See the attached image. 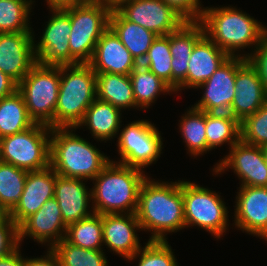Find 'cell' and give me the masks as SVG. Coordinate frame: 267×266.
<instances>
[{
  "label": "cell",
  "mask_w": 267,
  "mask_h": 266,
  "mask_svg": "<svg viewBox=\"0 0 267 266\" xmlns=\"http://www.w3.org/2000/svg\"><path fill=\"white\" fill-rule=\"evenodd\" d=\"M141 231L151 232L148 240L166 241V235L185 227L183 209V180L175 182L143 181L136 211Z\"/></svg>",
  "instance_id": "cell-1"
},
{
  "label": "cell",
  "mask_w": 267,
  "mask_h": 266,
  "mask_svg": "<svg viewBox=\"0 0 267 266\" xmlns=\"http://www.w3.org/2000/svg\"><path fill=\"white\" fill-rule=\"evenodd\" d=\"M199 22L204 33L229 56L242 57L241 49H255L267 34V26L235 6L204 7Z\"/></svg>",
  "instance_id": "cell-2"
},
{
  "label": "cell",
  "mask_w": 267,
  "mask_h": 266,
  "mask_svg": "<svg viewBox=\"0 0 267 266\" xmlns=\"http://www.w3.org/2000/svg\"><path fill=\"white\" fill-rule=\"evenodd\" d=\"M144 170L110 162L92 180V209L98 214L136 213Z\"/></svg>",
  "instance_id": "cell-3"
},
{
  "label": "cell",
  "mask_w": 267,
  "mask_h": 266,
  "mask_svg": "<svg viewBox=\"0 0 267 266\" xmlns=\"http://www.w3.org/2000/svg\"><path fill=\"white\" fill-rule=\"evenodd\" d=\"M75 130V127L52 128L50 166L57 175L92 181L110 159L89 141L75 134Z\"/></svg>",
  "instance_id": "cell-4"
},
{
  "label": "cell",
  "mask_w": 267,
  "mask_h": 266,
  "mask_svg": "<svg viewBox=\"0 0 267 266\" xmlns=\"http://www.w3.org/2000/svg\"><path fill=\"white\" fill-rule=\"evenodd\" d=\"M96 98V73L88 63L60 66L54 128H76Z\"/></svg>",
  "instance_id": "cell-5"
},
{
  "label": "cell",
  "mask_w": 267,
  "mask_h": 266,
  "mask_svg": "<svg viewBox=\"0 0 267 266\" xmlns=\"http://www.w3.org/2000/svg\"><path fill=\"white\" fill-rule=\"evenodd\" d=\"M60 66L38 62L18 83L30 118L34 123L54 128V114L58 102Z\"/></svg>",
  "instance_id": "cell-6"
},
{
  "label": "cell",
  "mask_w": 267,
  "mask_h": 266,
  "mask_svg": "<svg viewBox=\"0 0 267 266\" xmlns=\"http://www.w3.org/2000/svg\"><path fill=\"white\" fill-rule=\"evenodd\" d=\"M111 10L104 0H89L70 7L71 56L78 63H89L101 35L109 28Z\"/></svg>",
  "instance_id": "cell-7"
},
{
  "label": "cell",
  "mask_w": 267,
  "mask_h": 266,
  "mask_svg": "<svg viewBox=\"0 0 267 266\" xmlns=\"http://www.w3.org/2000/svg\"><path fill=\"white\" fill-rule=\"evenodd\" d=\"M185 227L197 226L220 239L228 230V207L220 194L183 180Z\"/></svg>",
  "instance_id": "cell-8"
},
{
  "label": "cell",
  "mask_w": 267,
  "mask_h": 266,
  "mask_svg": "<svg viewBox=\"0 0 267 266\" xmlns=\"http://www.w3.org/2000/svg\"><path fill=\"white\" fill-rule=\"evenodd\" d=\"M49 126L35 123L28 129L1 138L0 161L26 171H38L50 166Z\"/></svg>",
  "instance_id": "cell-9"
},
{
  "label": "cell",
  "mask_w": 267,
  "mask_h": 266,
  "mask_svg": "<svg viewBox=\"0 0 267 266\" xmlns=\"http://www.w3.org/2000/svg\"><path fill=\"white\" fill-rule=\"evenodd\" d=\"M119 130L117 163L143 170L161 157L163 138L154 123L143 119L132 121Z\"/></svg>",
  "instance_id": "cell-10"
},
{
  "label": "cell",
  "mask_w": 267,
  "mask_h": 266,
  "mask_svg": "<svg viewBox=\"0 0 267 266\" xmlns=\"http://www.w3.org/2000/svg\"><path fill=\"white\" fill-rule=\"evenodd\" d=\"M52 16L39 42L34 43L37 62L43 65H75L79 64L70 53L69 36L71 33L70 7L50 10Z\"/></svg>",
  "instance_id": "cell-11"
},
{
  "label": "cell",
  "mask_w": 267,
  "mask_h": 266,
  "mask_svg": "<svg viewBox=\"0 0 267 266\" xmlns=\"http://www.w3.org/2000/svg\"><path fill=\"white\" fill-rule=\"evenodd\" d=\"M228 149V155L214 165L213 176L233 169L240 186L267 187V163L261 147L239 140Z\"/></svg>",
  "instance_id": "cell-12"
},
{
  "label": "cell",
  "mask_w": 267,
  "mask_h": 266,
  "mask_svg": "<svg viewBox=\"0 0 267 266\" xmlns=\"http://www.w3.org/2000/svg\"><path fill=\"white\" fill-rule=\"evenodd\" d=\"M128 21L134 22L157 36L178 30L187 20L163 0H134L117 9Z\"/></svg>",
  "instance_id": "cell-13"
},
{
  "label": "cell",
  "mask_w": 267,
  "mask_h": 266,
  "mask_svg": "<svg viewBox=\"0 0 267 266\" xmlns=\"http://www.w3.org/2000/svg\"><path fill=\"white\" fill-rule=\"evenodd\" d=\"M238 188L233 226L267 241V187Z\"/></svg>",
  "instance_id": "cell-14"
},
{
  "label": "cell",
  "mask_w": 267,
  "mask_h": 266,
  "mask_svg": "<svg viewBox=\"0 0 267 266\" xmlns=\"http://www.w3.org/2000/svg\"><path fill=\"white\" fill-rule=\"evenodd\" d=\"M33 32L0 33V70L17 84L37 63Z\"/></svg>",
  "instance_id": "cell-15"
},
{
  "label": "cell",
  "mask_w": 267,
  "mask_h": 266,
  "mask_svg": "<svg viewBox=\"0 0 267 266\" xmlns=\"http://www.w3.org/2000/svg\"><path fill=\"white\" fill-rule=\"evenodd\" d=\"M267 102V92L256 69L246 58L236 56L235 94L230 114L239 122Z\"/></svg>",
  "instance_id": "cell-16"
},
{
  "label": "cell",
  "mask_w": 267,
  "mask_h": 266,
  "mask_svg": "<svg viewBox=\"0 0 267 266\" xmlns=\"http://www.w3.org/2000/svg\"><path fill=\"white\" fill-rule=\"evenodd\" d=\"M19 244L30 237L38 244L47 243L52 248L65 238L67 225L62 219L61 210L55 197L48 199L41 208L26 218L19 226Z\"/></svg>",
  "instance_id": "cell-17"
},
{
  "label": "cell",
  "mask_w": 267,
  "mask_h": 266,
  "mask_svg": "<svg viewBox=\"0 0 267 266\" xmlns=\"http://www.w3.org/2000/svg\"><path fill=\"white\" fill-rule=\"evenodd\" d=\"M236 56H230L204 83L196 89L203 96L193 107L205 112L230 113L235 94Z\"/></svg>",
  "instance_id": "cell-18"
},
{
  "label": "cell",
  "mask_w": 267,
  "mask_h": 266,
  "mask_svg": "<svg viewBox=\"0 0 267 266\" xmlns=\"http://www.w3.org/2000/svg\"><path fill=\"white\" fill-rule=\"evenodd\" d=\"M137 230L141 227L136 213L103 214V245L126 261L142 247Z\"/></svg>",
  "instance_id": "cell-19"
},
{
  "label": "cell",
  "mask_w": 267,
  "mask_h": 266,
  "mask_svg": "<svg viewBox=\"0 0 267 266\" xmlns=\"http://www.w3.org/2000/svg\"><path fill=\"white\" fill-rule=\"evenodd\" d=\"M56 173L51 166L38 171H28L23 193L17 205L9 212L10 218L19 226L36 213L50 198L54 197Z\"/></svg>",
  "instance_id": "cell-20"
},
{
  "label": "cell",
  "mask_w": 267,
  "mask_h": 266,
  "mask_svg": "<svg viewBox=\"0 0 267 266\" xmlns=\"http://www.w3.org/2000/svg\"><path fill=\"white\" fill-rule=\"evenodd\" d=\"M229 57L204 34L194 45L188 62L186 79L174 91L175 94L183 89H196L208 80Z\"/></svg>",
  "instance_id": "cell-21"
},
{
  "label": "cell",
  "mask_w": 267,
  "mask_h": 266,
  "mask_svg": "<svg viewBox=\"0 0 267 266\" xmlns=\"http://www.w3.org/2000/svg\"><path fill=\"white\" fill-rule=\"evenodd\" d=\"M88 64L95 73L122 75H130L138 65L129 50L110 27L101 35Z\"/></svg>",
  "instance_id": "cell-22"
},
{
  "label": "cell",
  "mask_w": 267,
  "mask_h": 266,
  "mask_svg": "<svg viewBox=\"0 0 267 266\" xmlns=\"http://www.w3.org/2000/svg\"><path fill=\"white\" fill-rule=\"evenodd\" d=\"M88 189L83 179L68 178L56 174L54 197L59 204L62 219L67 226L94 213V210L90 209L89 206L92 197L91 189Z\"/></svg>",
  "instance_id": "cell-23"
},
{
  "label": "cell",
  "mask_w": 267,
  "mask_h": 266,
  "mask_svg": "<svg viewBox=\"0 0 267 266\" xmlns=\"http://www.w3.org/2000/svg\"><path fill=\"white\" fill-rule=\"evenodd\" d=\"M199 21H186L178 30L169 33L172 56V89L175 91L186 79L188 62L195 43L204 35Z\"/></svg>",
  "instance_id": "cell-24"
},
{
  "label": "cell",
  "mask_w": 267,
  "mask_h": 266,
  "mask_svg": "<svg viewBox=\"0 0 267 266\" xmlns=\"http://www.w3.org/2000/svg\"><path fill=\"white\" fill-rule=\"evenodd\" d=\"M109 27L119 37L138 64L143 62L152 42L157 37L152 31L128 21L118 10L111 11Z\"/></svg>",
  "instance_id": "cell-25"
},
{
  "label": "cell",
  "mask_w": 267,
  "mask_h": 266,
  "mask_svg": "<svg viewBox=\"0 0 267 266\" xmlns=\"http://www.w3.org/2000/svg\"><path fill=\"white\" fill-rule=\"evenodd\" d=\"M122 111L110 103L95 99L86 110L83 120L76 129L86 126L97 141H106L117 137L122 126Z\"/></svg>",
  "instance_id": "cell-26"
},
{
  "label": "cell",
  "mask_w": 267,
  "mask_h": 266,
  "mask_svg": "<svg viewBox=\"0 0 267 266\" xmlns=\"http://www.w3.org/2000/svg\"><path fill=\"white\" fill-rule=\"evenodd\" d=\"M97 99L120 109H136L133 86L129 75L96 73Z\"/></svg>",
  "instance_id": "cell-27"
},
{
  "label": "cell",
  "mask_w": 267,
  "mask_h": 266,
  "mask_svg": "<svg viewBox=\"0 0 267 266\" xmlns=\"http://www.w3.org/2000/svg\"><path fill=\"white\" fill-rule=\"evenodd\" d=\"M133 86V95L136 102V109L149 108L157 100L158 96L164 94H173L174 90L157 77L148 68L138 64L130 73ZM152 103V104H151Z\"/></svg>",
  "instance_id": "cell-28"
},
{
  "label": "cell",
  "mask_w": 267,
  "mask_h": 266,
  "mask_svg": "<svg viewBox=\"0 0 267 266\" xmlns=\"http://www.w3.org/2000/svg\"><path fill=\"white\" fill-rule=\"evenodd\" d=\"M35 123L30 118L21 93L16 90L0 99V137L22 132Z\"/></svg>",
  "instance_id": "cell-29"
},
{
  "label": "cell",
  "mask_w": 267,
  "mask_h": 266,
  "mask_svg": "<svg viewBox=\"0 0 267 266\" xmlns=\"http://www.w3.org/2000/svg\"><path fill=\"white\" fill-rule=\"evenodd\" d=\"M205 129L208 152L226 143L231 148L240 140V122L230 113L205 112Z\"/></svg>",
  "instance_id": "cell-30"
},
{
  "label": "cell",
  "mask_w": 267,
  "mask_h": 266,
  "mask_svg": "<svg viewBox=\"0 0 267 266\" xmlns=\"http://www.w3.org/2000/svg\"><path fill=\"white\" fill-rule=\"evenodd\" d=\"M179 122V131L186 144L187 154L196 158L207 153L205 111L189 107Z\"/></svg>",
  "instance_id": "cell-31"
},
{
  "label": "cell",
  "mask_w": 267,
  "mask_h": 266,
  "mask_svg": "<svg viewBox=\"0 0 267 266\" xmlns=\"http://www.w3.org/2000/svg\"><path fill=\"white\" fill-rule=\"evenodd\" d=\"M103 215L93 213L89 217L69 224L65 239L80 248L103 250Z\"/></svg>",
  "instance_id": "cell-32"
},
{
  "label": "cell",
  "mask_w": 267,
  "mask_h": 266,
  "mask_svg": "<svg viewBox=\"0 0 267 266\" xmlns=\"http://www.w3.org/2000/svg\"><path fill=\"white\" fill-rule=\"evenodd\" d=\"M34 2L33 0H0V33L33 31L29 16Z\"/></svg>",
  "instance_id": "cell-33"
},
{
  "label": "cell",
  "mask_w": 267,
  "mask_h": 266,
  "mask_svg": "<svg viewBox=\"0 0 267 266\" xmlns=\"http://www.w3.org/2000/svg\"><path fill=\"white\" fill-rule=\"evenodd\" d=\"M51 249L58 257L59 266H109L103 250L80 248L65 238Z\"/></svg>",
  "instance_id": "cell-34"
},
{
  "label": "cell",
  "mask_w": 267,
  "mask_h": 266,
  "mask_svg": "<svg viewBox=\"0 0 267 266\" xmlns=\"http://www.w3.org/2000/svg\"><path fill=\"white\" fill-rule=\"evenodd\" d=\"M28 171L0 161V204L9 212L17 205Z\"/></svg>",
  "instance_id": "cell-35"
},
{
  "label": "cell",
  "mask_w": 267,
  "mask_h": 266,
  "mask_svg": "<svg viewBox=\"0 0 267 266\" xmlns=\"http://www.w3.org/2000/svg\"><path fill=\"white\" fill-rule=\"evenodd\" d=\"M171 61L170 37L162 35L154 39L141 65L148 68L172 88Z\"/></svg>",
  "instance_id": "cell-36"
},
{
  "label": "cell",
  "mask_w": 267,
  "mask_h": 266,
  "mask_svg": "<svg viewBox=\"0 0 267 266\" xmlns=\"http://www.w3.org/2000/svg\"><path fill=\"white\" fill-rule=\"evenodd\" d=\"M168 241L148 240L128 261L139 258L137 266H179Z\"/></svg>",
  "instance_id": "cell-37"
},
{
  "label": "cell",
  "mask_w": 267,
  "mask_h": 266,
  "mask_svg": "<svg viewBox=\"0 0 267 266\" xmlns=\"http://www.w3.org/2000/svg\"><path fill=\"white\" fill-rule=\"evenodd\" d=\"M240 140L259 147L267 145V102L240 122Z\"/></svg>",
  "instance_id": "cell-38"
},
{
  "label": "cell",
  "mask_w": 267,
  "mask_h": 266,
  "mask_svg": "<svg viewBox=\"0 0 267 266\" xmlns=\"http://www.w3.org/2000/svg\"><path fill=\"white\" fill-rule=\"evenodd\" d=\"M20 246L18 225L9 217L0 224V258H4Z\"/></svg>",
  "instance_id": "cell-39"
},
{
  "label": "cell",
  "mask_w": 267,
  "mask_h": 266,
  "mask_svg": "<svg viewBox=\"0 0 267 266\" xmlns=\"http://www.w3.org/2000/svg\"><path fill=\"white\" fill-rule=\"evenodd\" d=\"M248 54H242L249 63L256 69L260 81L267 92V34L261 39L255 49L251 48Z\"/></svg>",
  "instance_id": "cell-40"
},
{
  "label": "cell",
  "mask_w": 267,
  "mask_h": 266,
  "mask_svg": "<svg viewBox=\"0 0 267 266\" xmlns=\"http://www.w3.org/2000/svg\"><path fill=\"white\" fill-rule=\"evenodd\" d=\"M167 5L172 6L187 21H199L204 7L200 0H163Z\"/></svg>",
  "instance_id": "cell-41"
},
{
  "label": "cell",
  "mask_w": 267,
  "mask_h": 266,
  "mask_svg": "<svg viewBox=\"0 0 267 266\" xmlns=\"http://www.w3.org/2000/svg\"><path fill=\"white\" fill-rule=\"evenodd\" d=\"M23 266H59V260L56 253L48 248L46 255L36 258L23 257Z\"/></svg>",
  "instance_id": "cell-42"
},
{
  "label": "cell",
  "mask_w": 267,
  "mask_h": 266,
  "mask_svg": "<svg viewBox=\"0 0 267 266\" xmlns=\"http://www.w3.org/2000/svg\"><path fill=\"white\" fill-rule=\"evenodd\" d=\"M17 88L18 84L0 70V99L11 95Z\"/></svg>",
  "instance_id": "cell-43"
},
{
  "label": "cell",
  "mask_w": 267,
  "mask_h": 266,
  "mask_svg": "<svg viewBox=\"0 0 267 266\" xmlns=\"http://www.w3.org/2000/svg\"><path fill=\"white\" fill-rule=\"evenodd\" d=\"M49 9H66L76 5H82L89 0H45Z\"/></svg>",
  "instance_id": "cell-44"
},
{
  "label": "cell",
  "mask_w": 267,
  "mask_h": 266,
  "mask_svg": "<svg viewBox=\"0 0 267 266\" xmlns=\"http://www.w3.org/2000/svg\"><path fill=\"white\" fill-rule=\"evenodd\" d=\"M19 247L10 255L0 258V266H23V257Z\"/></svg>",
  "instance_id": "cell-45"
},
{
  "label": "cell",
  "mask_w": 267,
  "mask_h": 266,
  "mask_svg": "<svg viewBox=\"0 0 267 266\" xmlns=\"http://www.w3.org/2000/svg\"><path fill=\"white\" fill-rule=\"evenodd\" d=\"M134 1V0H104V2L108 5L111 11L117 10L124 3Z\"/></svg>",
  "instance_id": "cell-46"
},
{
  "label": "cell",
  "mask_w": 267,
  "mask_h": 266,
  "mask_svg": "<svg viewBox=\"0 0 267 266\" xmlns=\"http://www.w3.org/2000/svg\"><path fill=\"white\" fill-rule=\"evenodd\" d=\"M9 217V211L0 204V224H3Z\"/></svg>",
  "instance_id": "cell-47"
},
{
  "label": "cell",
  "mask_w": 267,
  "mask_h": 266,
  "mask_svg": "<svg viewBox=\"0 0 267 266\" xmlns=\"http://www.w3.org/2000/svg\"><path fill=\"white\" fill-rule=\"evenodd\" d=\"M263 152H264V158H265V161L267 163V145H264L261 147Z\"/></svg>",
  "instance_id": "cell-48"
},
{
  "label": "cell",
  "mask_w": 267,
  "mask_h": 266,
  "mask_svg": "<svg viewBox=\"0 0 267 266\" xmlns=\"http://www.w3.org/2000/svg\"><path fill=\"white\" fill-rule=\"evenodd\" d=\"M0 154H1V137H0Z\"/></svg>",
  "instance_id": "cell-49"
}]
</instances>
